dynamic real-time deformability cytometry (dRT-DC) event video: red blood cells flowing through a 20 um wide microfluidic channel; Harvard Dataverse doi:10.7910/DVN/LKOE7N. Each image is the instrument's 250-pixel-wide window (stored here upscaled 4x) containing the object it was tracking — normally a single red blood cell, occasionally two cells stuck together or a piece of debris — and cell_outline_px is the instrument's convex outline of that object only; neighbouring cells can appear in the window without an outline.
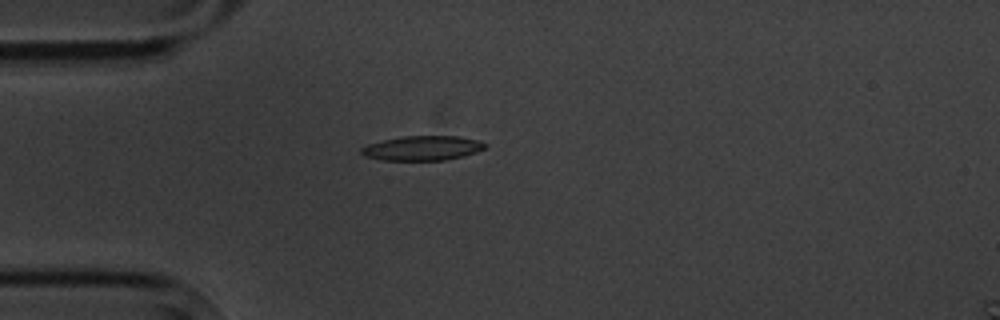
{"species": "common noctule bat (a hibernating species)", "species_latin": "Nyctalus noctula", "temperature_condition": "cold", "stored_images_in_passage": 4, "camera_frame_rate_fps": 3000, "um_per_image_px": 0.085, "animal": {"sex": "male", "body_mass_g": 20.1, "forearm_length_mm": 53.5}, "frame": {"image": 1, "passage_image": 4, "time_ms": 3.333, "image_size_px": [1000, 320], "cell_outline_px": [[488, 144], [484, 148], [476, 152], [464, 156], [444, 160], [384, 160], [364, 156], [360, 152], [360, 148], [368, 144], [384, 140], [404, 136], [456, 136], [476, 140]], "centroid_in_image_um": [35.89, 12.59], "position_along_channel_um": 49.1, "area_um2": 17.57}}